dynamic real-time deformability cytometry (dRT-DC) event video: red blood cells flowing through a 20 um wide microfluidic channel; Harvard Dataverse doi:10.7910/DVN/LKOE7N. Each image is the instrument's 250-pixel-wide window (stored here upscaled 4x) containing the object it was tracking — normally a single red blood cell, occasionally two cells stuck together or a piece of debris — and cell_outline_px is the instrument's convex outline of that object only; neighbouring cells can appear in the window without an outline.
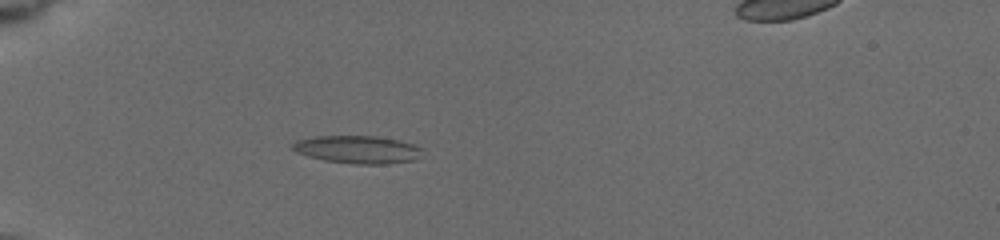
{"species": "common noctule bat (a hibernating species)", "species_latin": "Nyctalus noctula", "temperature_condition": "cold", "stored_images_in_passage": 17, "camera_frame_rate_fps": 3000, "um_per_image_px": 0.085, "animal": {"sex": "female", "body_mass_g": 19.5, "forearm_length_mm": 54.1}, "frame": {"image": 1, "passage_image": 9, "time_ms": 3.667, "image_size_px": [1000, 240], "cell_outline_px": [[424, 148], [412, 160], [388, 164], [356, 164], [324, 160], [308, 156], [296, 152], [292, 148], [292, 144], [296, 140], [312, 136], [376, 136], [396, 140], [412, 144]], "centroid_in_image_um": [30.33, 12.7], "position_along_channel_um": 54.7, "area_um2": 20.81}}
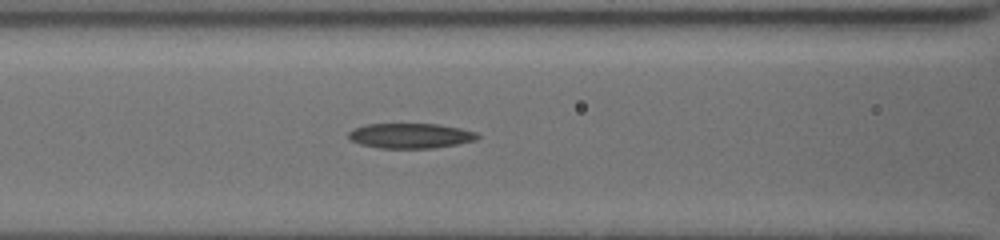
{"frame": {"image": 2, "passage_image": 14, "time_ms": 6.333, "image_size_px": [1000, 240], "cell_outline_px": [[480, 136], [476, 140], [456, 144], [432, 148], [380, 148], [360, 144], [352, 140], [348, 136], [348, 132], [364, 124], [440, 124], [460, 128], [476, 132]], "centroid_in_image_um": [34.9, 11.53], "position_along_channel_um": 131.7, "area_um2": 18.73}}
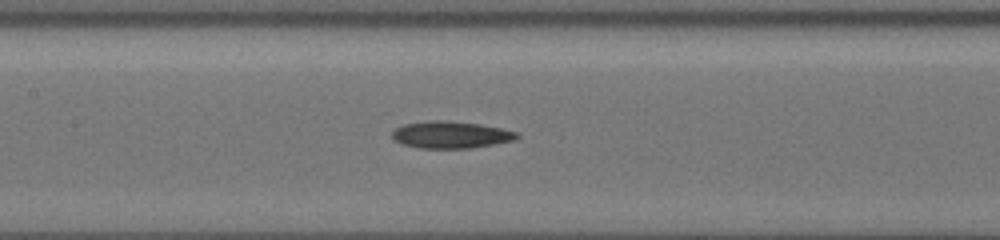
{"frame": {"image": 3, "passage_image": 16, "time_ms": 7.333, "image_size_px": [1000, 240], "cell_outline_px": [[520, 136], [516, 140], [472, 148], [420, 148], [404, 144], [396, 140], [392, 136], [392, 132], [396, 128], [404, 124], [428, 120], [448, 120], [480, 124], [500, 128], [516, 132]], "centroid_in_image_um": [38.34, 11.45], "position_along_channel_um": 169.1, "area_um2": 19.59}}